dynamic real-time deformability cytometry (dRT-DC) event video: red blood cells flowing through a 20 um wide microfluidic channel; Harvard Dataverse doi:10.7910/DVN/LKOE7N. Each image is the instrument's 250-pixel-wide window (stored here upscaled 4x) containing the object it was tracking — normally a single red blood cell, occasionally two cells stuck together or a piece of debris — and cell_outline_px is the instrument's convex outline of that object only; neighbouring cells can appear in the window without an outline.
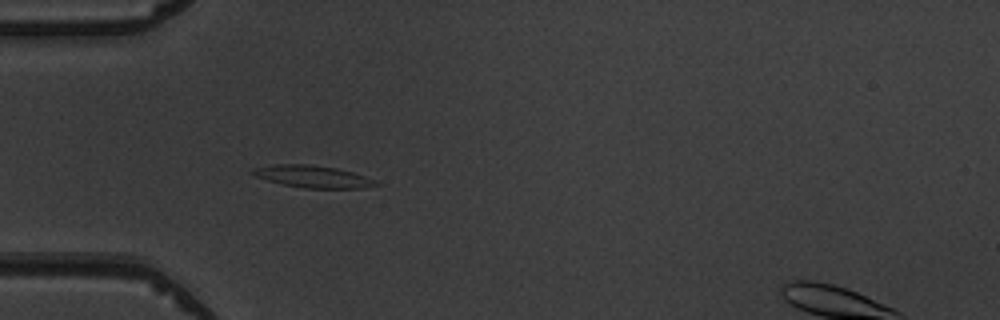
{"species": "common noctule bat (a hibernating species)", "species_latin": "Nyctalus noctula", "temperature_condition": "warm", "stored_images_in_passage": 4, "camera_frame_rate_fps": 3000, "um_per_image_px": 0.085, "animal": {"sex": "male", "body_mass_g": 19.5, "forearm_length_mm": 54.6}, "frame": {"image": 1, "passage_image": 3, "time_ms": 3.333, "image_size_px": [1000, 320], "cell_outline_px": [[380, 184], [360, 188], [304, 188], [284, 184], [252, 176], [248, 172], [252, 168], [272, 164], [308, 164], [336, 168], [352, 172], [364, 176]], "centroid_in_image_um": [26.47, 14.99], "position_along_channel_um": 58.5, "area_um2": 15.78}}